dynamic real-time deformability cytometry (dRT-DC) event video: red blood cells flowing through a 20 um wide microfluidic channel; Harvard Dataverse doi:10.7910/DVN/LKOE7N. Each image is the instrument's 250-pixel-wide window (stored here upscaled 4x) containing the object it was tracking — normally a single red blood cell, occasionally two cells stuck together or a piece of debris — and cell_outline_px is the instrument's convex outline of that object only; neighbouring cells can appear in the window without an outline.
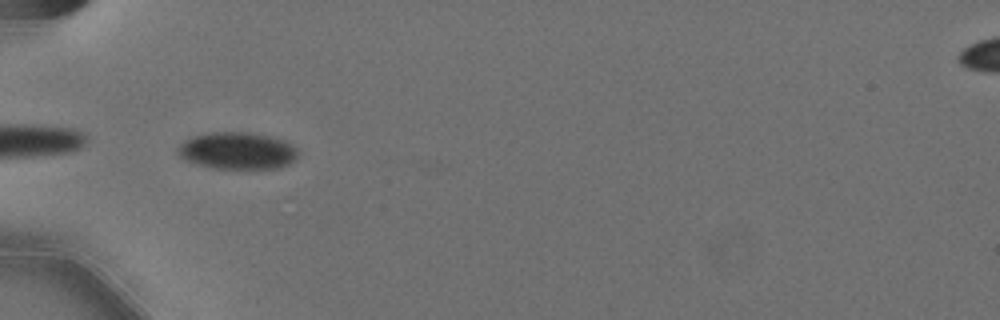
{"species": "Egyptian fruit bat (a non-hibernating species)", "species_latin": "Rousettus aegyptiacus", "temperature_condition": "cold", "stored_images_in_passage": 34, "camera_frame_rate_fps": 3000, "um_per_image_px": 0.085, "animal": {"sex": "female"}, "frame": {"image": 1, "passage_image": 1, "time_ms": 0.0, "image_size_px": [1000, 320], "cell_outline_px": [[296, 160], [288, 164], [276, 168], [212, 168], [196, 164], [180, 156], [176, 152], [176, 148], [184, 140], [192, 136], [212, 132], [248, 132], [288, 140], [296, 148]], "centroid_in_image_um": [20.17, 12.8], "position_along_channel_um": 64.8, "area_um2": 25.95}}
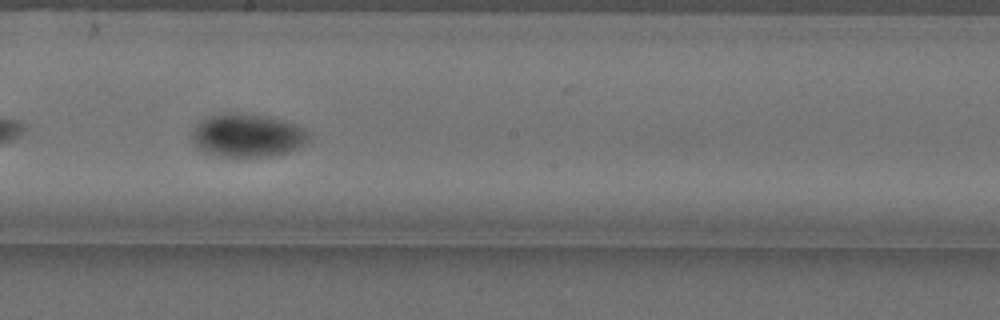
{"frame": {"image": 2, "passage_image": 15, "time_ms": 4.667, "image_size_px": [1000, 320], "cell_outline_px": [[308, 136], [300, 144], [288, 152], [264, 156], [220, 156], [208, 152], [200, 148], [192, 140], [192, 132], [204, 120], [212, 116], [236, 112], [260, 116], [292, 124], [304, 128]], "centroid_in_image_um": [20.98, 11.52], "position_along_channel_um": 227.2, "area_um2": 27.8}}
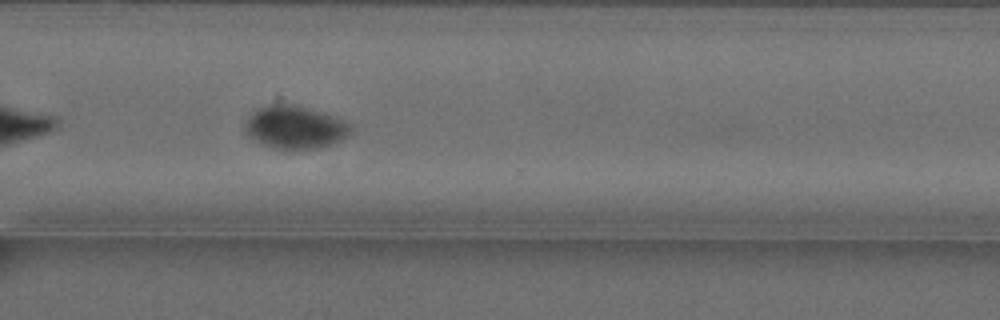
{"frame": {"image": 3, "passage_image": 25, "time_ms": 8.0, "image_size_px": [1000, 320], "cell_outline_px": [[348, 132], [340, 140], [324, 148], [272, 148], [260, 144], [252, 140], [244, 132], [244, 120], [252, 112], [268, 104], [292, 104], [308, 108], [332, 116], [348, 124]], "centroid_in_image_um": [24.94, 10.82], "position_along_channel_um": 345.7, "area_um2": 26.07}, "authors_computed_cell_mechanics": {"area_um2": 27.1949, "velocity_mm_per_s": 3.5665, "shape_relaxation_time_tau1_ms": 7.7663, "shape_relaxation_time_tau2_ms": null, "deformation_change_tau1": 0.1342, "deformation_change_tau2": null}}